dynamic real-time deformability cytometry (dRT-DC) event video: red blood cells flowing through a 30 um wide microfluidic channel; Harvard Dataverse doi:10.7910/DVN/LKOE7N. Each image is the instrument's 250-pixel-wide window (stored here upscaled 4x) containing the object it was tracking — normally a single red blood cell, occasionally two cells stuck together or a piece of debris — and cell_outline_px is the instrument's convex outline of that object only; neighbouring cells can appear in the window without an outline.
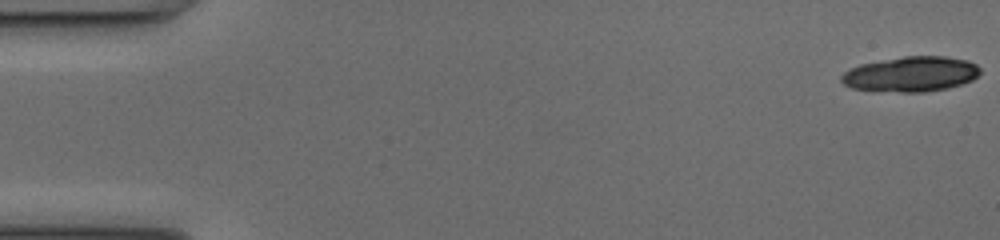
{"species": "common noctule bat (a hibernating species)", "species_latin": "Nyctalus noctula", "temperature_condition": "cold", "stored_images_in_passage": 1, "camera_frame_rate_fps": 3000, "um_per_image_px": 0.085, "animal": {"sex": "female", "body_mass_g": 17.0, "forearm_length_mm": 48.0}, "frame": {"image": 1, "passage_image": 1, "time_ms": 0.0, "image_size_px": [1000, 240], "cell_outline_px": [[976, 72], [972, 76], [964, 80], [952, 84], [932, 88], [896, 88], [892, 64], [900, 60], [952, 60], [968, 64], [976, 68]], "centroid_in_image_um": [79.07, 6.22], "position_along_channel_um": 5.9, "area_um2": 14.16}}